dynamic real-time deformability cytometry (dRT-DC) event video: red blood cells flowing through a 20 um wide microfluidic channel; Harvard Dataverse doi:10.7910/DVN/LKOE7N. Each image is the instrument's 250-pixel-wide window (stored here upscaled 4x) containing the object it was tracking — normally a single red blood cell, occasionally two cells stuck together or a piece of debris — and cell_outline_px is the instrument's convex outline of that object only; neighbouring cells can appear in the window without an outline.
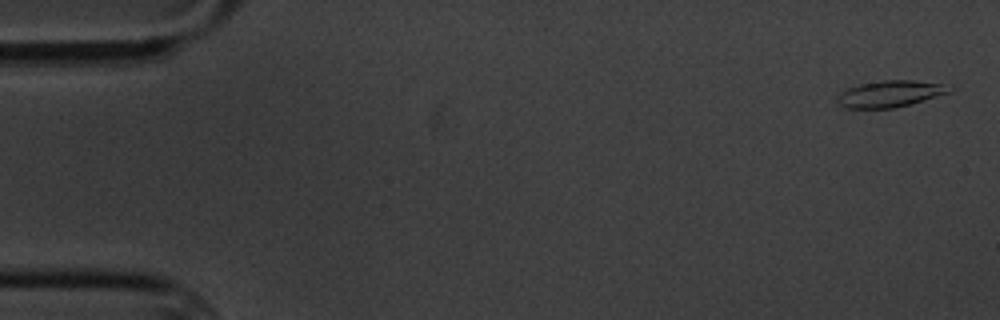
{"species": "common noctule bat (a hibernating species)", "species_latin": "Nyctalus noctula", "temperature_condition": "cold", "stored_images_in_passage": 15, "camera_frame_rate_fps": 3000, "um_per_image_px": 0.085, "animal": {"sex": "male", "body_mass_g": 20.1, "forearm_length_mm": 53.5}, "frame": {"image": 1, "passage_image": 1, "time_ms": 0.0, "image_size_px": [1000, 320], "cell_outline_px": [[956, 88], [952, 92], [896, 108], [844, 108], [836, 104], [836, 96], [840, 92], [848, 88], [860, 84], [884, 80], [912, 80], [944, 84]], "centroid_in_image_um": [75.65, 7.98], "position_along_channel_um": 9.3, "area_um2": 17.57}}
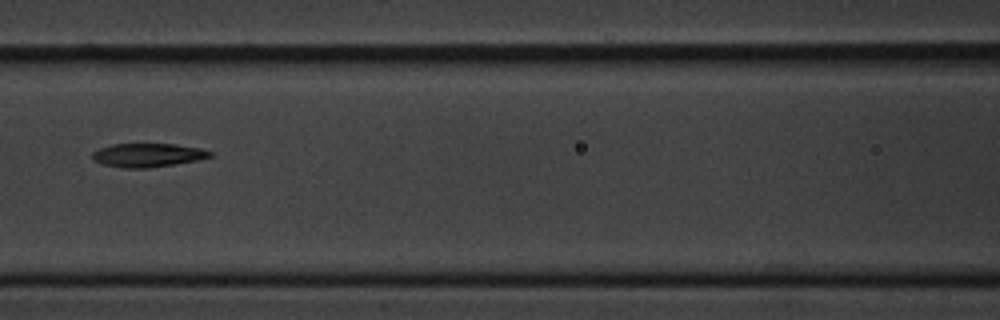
{"frame": {"image": 2, "passage_image": 7, "time_ms": 8.0, "image_size_px": [1000, 320], "cell_outline_px": [[212, 156], [200, 160], [176, 164], [148, 168], [124, 168], [104, 164], [92, 160], [92, 152], [100, 148], [112, 144], [172, 144], [200, 148], [212, 152]], "centroid_in_image_um": [12.57, 13.19], "position_along_channel_um": 154.0, "area_um2": 16.24}}
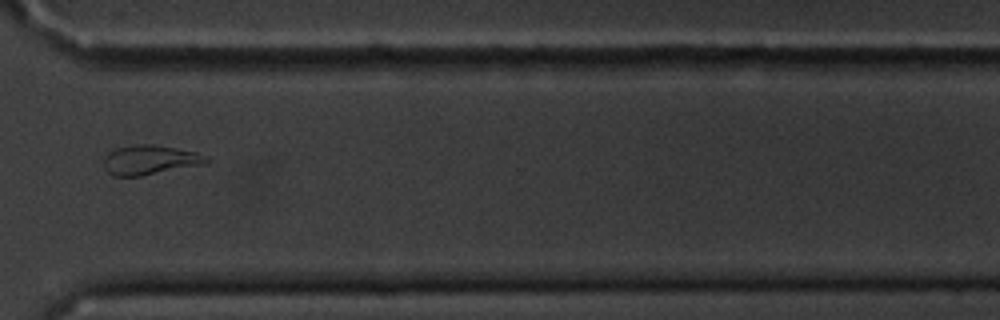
{"frame": {"image": 3, "passage_image": 12, "time_ms": 14.0, "image_size_px": [1000, 320], "cell_outline_px": [[212, 160], [208, 164], [140, 176], [112, 176], [104, 168], [104, 160], [108, 152], [116, 148], [136, 144], [152, 144], [176, 148], [196, 152], [208, 156]], "centroid_in_image_um": [12.8, 13.6], "position_along_channel_um": 357.8, "area_um2": 17.92}, "authors_computed_cell_mechanics": {"area_um2": 17.2822, "velocity_mm_per_s": 3.4101, "shape_relaxation_time_tau1_ms": null, "shape_relaxation_time_tau2_ms": 4.8585, "deformation_change_tau1": null, "deformation_change_tau2": 0.1342}}